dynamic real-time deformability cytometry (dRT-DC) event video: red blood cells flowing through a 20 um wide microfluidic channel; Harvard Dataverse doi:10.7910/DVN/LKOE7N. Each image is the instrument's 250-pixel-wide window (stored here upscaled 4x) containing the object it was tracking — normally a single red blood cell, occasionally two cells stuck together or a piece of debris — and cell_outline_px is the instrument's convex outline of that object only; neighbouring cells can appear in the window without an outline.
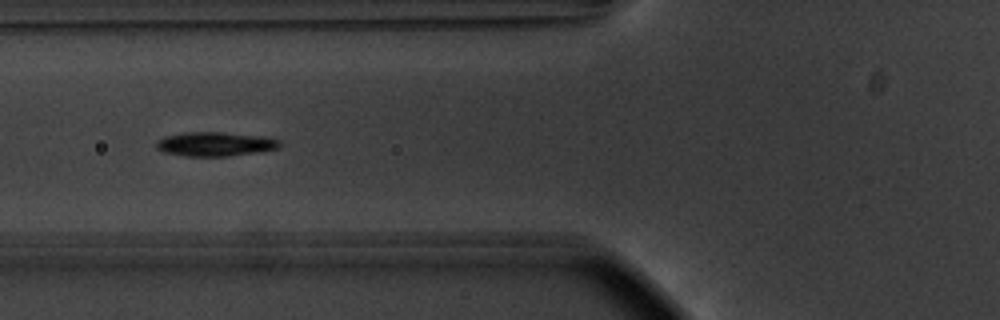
{"species": "common noctule bat (a hibernating species)", "species_latin": "Nyctalus noctula", "temperature_condition": "warm", "stored_images_in_passage": 39, "camera_frame_rate_fps": 3000, "um_per_image_px": 0.085, "animal": {"sex": "male", "body_mass_g": 20.1, "forearm_length_mm": 53.5}, "frame": {"image": 1, "passage_image": 6, "time_ms": 1.667, "image_size_px": [1000, 320], "cell_outline_px": [[284, 144], [280, 148], [256, 152], [228, 156], [184, 156], [164, 152], [156, 148], [156, 140], [168, 136], [184, 132], [220, 132], [264, 136], [280, 140]], "centroid_in_image_um": [18.33, 12.24], "position_along_channel_um": 107.5, "area_um2": 17.46}}
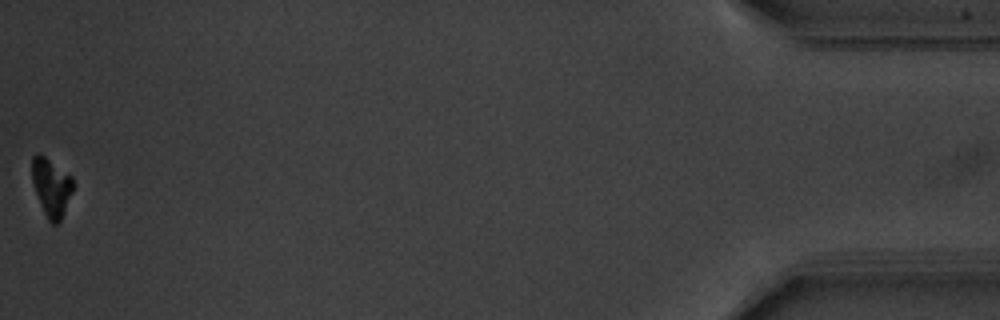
{"frame": {"image": 2, "passage_image": 39, "time_ms": 12.667, "image_size_px": [1000, 320], "cell_outline_px": [[76, 184], [64, 212], [60, 220], [56, 224], [52, 224], [48, 220], [40, 204], [32, 180], [32, 156], [36, 152], [40, 152], [72, 176]], "centroid_in_image_um": [4.38, 15.87], "position_along_channel_um": 430.8, "area_um2": 14.1}, "authors_computed_cell_mechanics": {"area_um2": 16.2996, "velocity_mm_per_s": 3.7331, "shape_relaxation_time_tau1_ms": 1.7021, "shape_relaxation_time_tau2_ms": null, "deformation_change_tau1": 0.1416, "deformation_change_tau2": null}}